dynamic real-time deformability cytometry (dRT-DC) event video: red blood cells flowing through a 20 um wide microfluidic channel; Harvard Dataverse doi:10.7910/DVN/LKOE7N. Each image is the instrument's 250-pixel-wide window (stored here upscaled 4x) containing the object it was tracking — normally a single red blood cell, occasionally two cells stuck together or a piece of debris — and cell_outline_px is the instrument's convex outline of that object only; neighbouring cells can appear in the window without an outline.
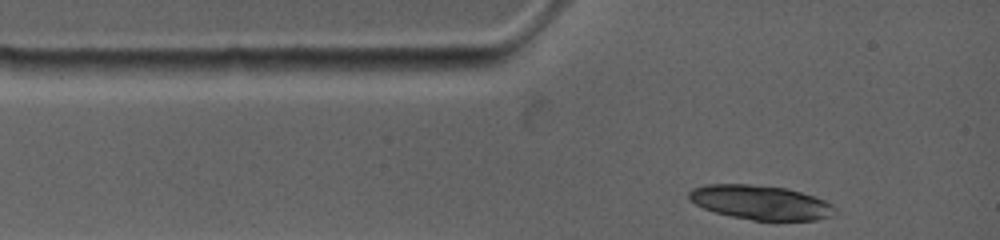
{"species": "common noctule bat (a hibernating species)", "species_latin": "Nyctalus noctula", "temperature_condition": "warm", "stored_images_in_passage": 5, "camera_frame_rate_fps": 4500, "um_per_image_px": 0.085, "animal": {"sex": "female", "body_mass_g": 19.0, "forearm_length_mm": 53.3}, "frame": {"image": 1, "passage_image": 1, "time_ms": 0.0, "image_size_px": [1000, 240], "cell_outline_px": [[836, 212], [832, 216], [816, 220], [752, 220], [732, 216], [716, 212], [704, 208], [688, 200], [688, 192], [692, 188], [704, 184], [752, 184], [788, 188], [824, 200], [832, 204], [836, 208]], "centroid_in_image_um": [64.63, 17.2], "position_along_channel_um": 20.4, "area_um2": 29.25}}